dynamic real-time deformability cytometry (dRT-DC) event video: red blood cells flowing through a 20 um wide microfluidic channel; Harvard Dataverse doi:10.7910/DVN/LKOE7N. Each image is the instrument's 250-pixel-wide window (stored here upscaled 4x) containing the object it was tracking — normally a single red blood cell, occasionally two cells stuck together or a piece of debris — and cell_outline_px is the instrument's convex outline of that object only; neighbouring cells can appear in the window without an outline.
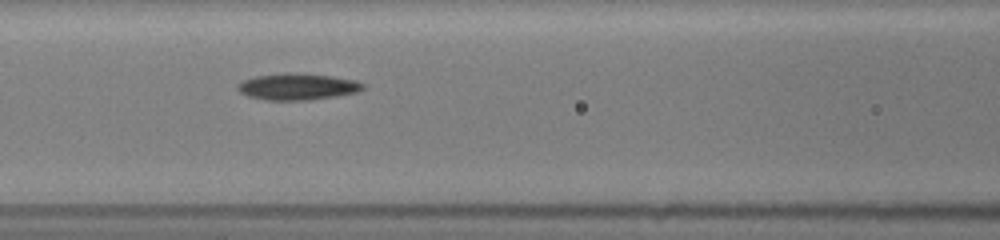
{"species": "common noctule bat (a hibernating species)", "species_latin": "Nyctalus noctula", "temperature_condition": "room temperature", "stored_images_in_passage": 11, "segment_of_instrument_passage": [1, 2], "camera_frame_rate_fps": 3000, "um_per_image_px": 0.085, "animal": {"sex": "female", "body_mass_g": 19.5, "forearm_length_mm": 54.1}, "frame": {"image": 1, "passage_image": 7, "time_ms": 4.0, "image_size_px": [1000, 240], "cell_outline_px": [[364, 88], [356, 92], [336, 96], [308, 100], [264, 100], [248, 96], [240, 92], [236, 88], [236, 84], [240, 80], [256, 76], [284, 72], [296, 72], [332, 76], [356, 80], [364, 84]], "centroid_in_image_um": [25.23, 7.35], "position_along_channel_um": 141.4, "area_um2": 19.65}}
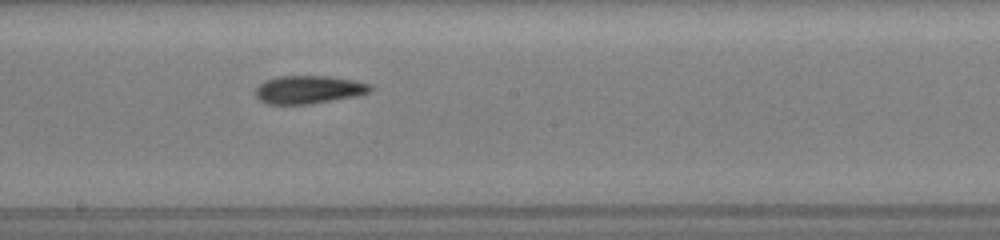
{"frame": {"image": 2, "passage_image": 10, "time_ms": 6.0, "image_size_px": [1000, 240], "cell_outline_px": [[372, 92], [360, 96], [312, 104], [268, 104], [260, 100], [256, 96], [256, 88], [264, 80], [280, 76], [332, 76], [372, 84]], "centroid_in_image_um": [26.3, 7.62], "position_along_channel_um": 221.9, "area_um2": 19.07}}